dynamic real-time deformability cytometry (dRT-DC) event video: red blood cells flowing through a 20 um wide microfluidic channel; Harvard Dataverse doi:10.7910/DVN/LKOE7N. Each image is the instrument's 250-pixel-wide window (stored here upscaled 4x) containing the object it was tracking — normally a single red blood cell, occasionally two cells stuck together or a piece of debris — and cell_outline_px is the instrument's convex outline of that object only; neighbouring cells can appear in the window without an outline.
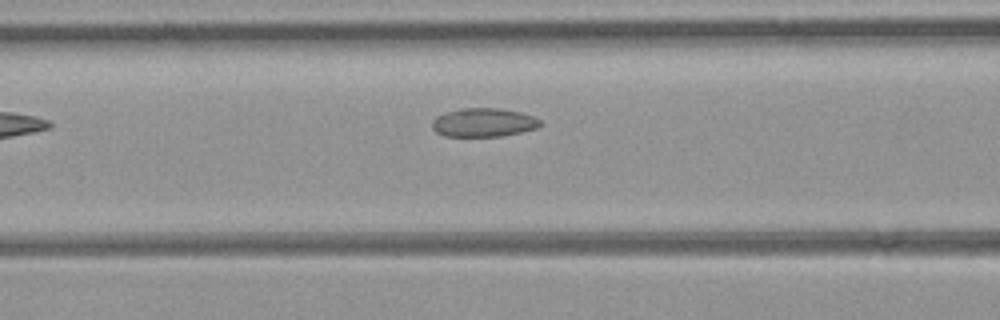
{"species": "common noctule bat (a hibernating species)", "species_latin": "Nyctalus noctula", "temperature_condition": "room temperature", "stored_images_in_passage": 4, "camera_frame_rate_fps": 3000, "um_per_image_px": 0.085, "animal": {"sex": "female", "body_mass_g": 21.9}, "frame": {"image": 1, "passage_image": 4, "time_ms": 1.0, "image_size_px": [1000, 320], "cell_outline_px": [[544, 124], [536, 128], [520, 132], [500, 136], [444, 136], [436, 132], [432, 128], [432, 120], [436, 116], [444, 112], [460, 108], [496, 108], [520, 112], [536, 116]], "centroid_in_image_um": [41.1, 10.4], "position_along_channel_um": 125.5, "area_um2": 18.21}}